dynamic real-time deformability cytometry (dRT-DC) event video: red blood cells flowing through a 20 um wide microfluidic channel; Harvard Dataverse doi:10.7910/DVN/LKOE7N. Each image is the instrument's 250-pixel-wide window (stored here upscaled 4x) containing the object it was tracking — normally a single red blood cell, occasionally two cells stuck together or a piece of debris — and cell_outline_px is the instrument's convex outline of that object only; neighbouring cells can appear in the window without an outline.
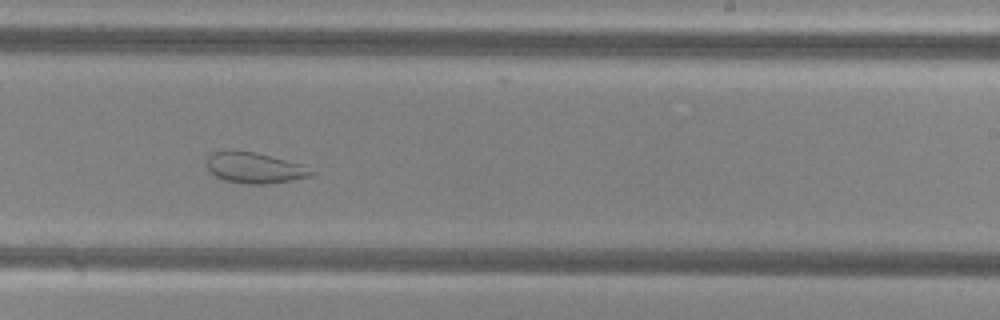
{"species": "common noctule bat (a hibernating species)", "species_latin": "Nyctalus noctula", "temperature_condition": "cold", "stored_images_in_passage": 51, "camera_frame_rate_fps": 3000, "um_per_image_px": 0.085, "animal": {"sex": "female", "body_mass_g": 29.2, "forearm_length_mm": 56.3}, "frame": {"image": 1, "passage_image": 31, "time_ms": 10.0, "image_size_px": [1000, 320], "cell_outline_px": [[316, 172], [312, 176], [292, 180], [268, 184], [248, 184], [224, 180], [216, 176], [208, 168], [208, 156], [212, 152], [228, 148], [232, 148], [256, 152], [304, 164]], "centroid_in_image_um": [21.67, 14.23], "position_along_channel_um": 267.3, "area_um2": 19.25}}
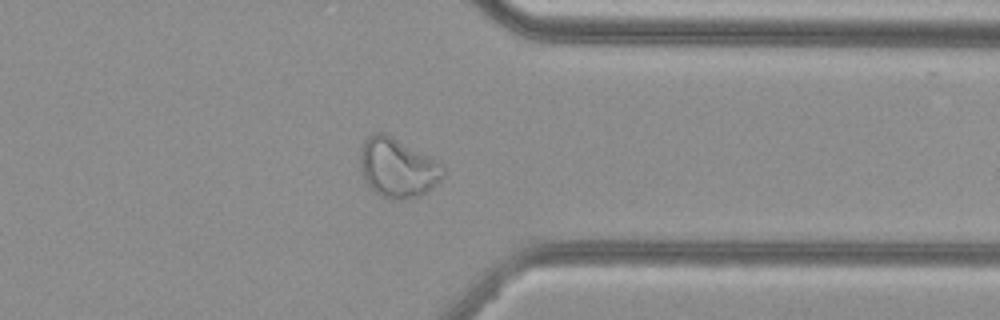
{"frame": {"image": 2, "passage_image": 40, "time_ms": 13.0, "image_size_px": [1000, 320], "cell_outline_px": [[444, 176], [432, 188], [420, 196], [404, 200], [392, 200], [380, 196], [364, 180], [360, 164], [360, 156], [364, 140], [368, 136], [376, 132], [384, 132], [392, 136], [444, 164]], "centroid_in_image_um": [33.81, 14.27], "position_along_channel_um": 377.6, "area_um2": 28.78}}
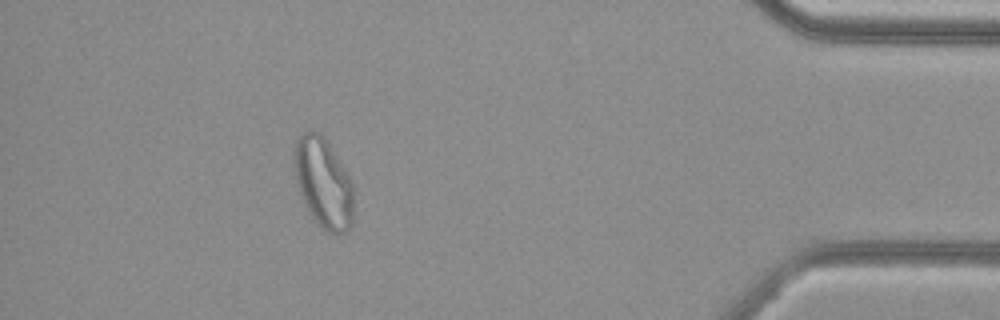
{"frame": {"image": 3, "passage_image": 46, "time_ms": 15.0, "image_size_px": [1000, 320], "cell_outline_px": [[352, 228], [348, 232], [328, 232], [308, 212], [304, 204], [296, 180], [292, 164], [292, 152], [296, 140], [304, 132], [312, 128], [320, 132], [324, 136], [352, 180]], "centroid_in_image_um": [27.45, 15.48], "position_along_channel_um": 407.7, "area_um2": 31.39}}